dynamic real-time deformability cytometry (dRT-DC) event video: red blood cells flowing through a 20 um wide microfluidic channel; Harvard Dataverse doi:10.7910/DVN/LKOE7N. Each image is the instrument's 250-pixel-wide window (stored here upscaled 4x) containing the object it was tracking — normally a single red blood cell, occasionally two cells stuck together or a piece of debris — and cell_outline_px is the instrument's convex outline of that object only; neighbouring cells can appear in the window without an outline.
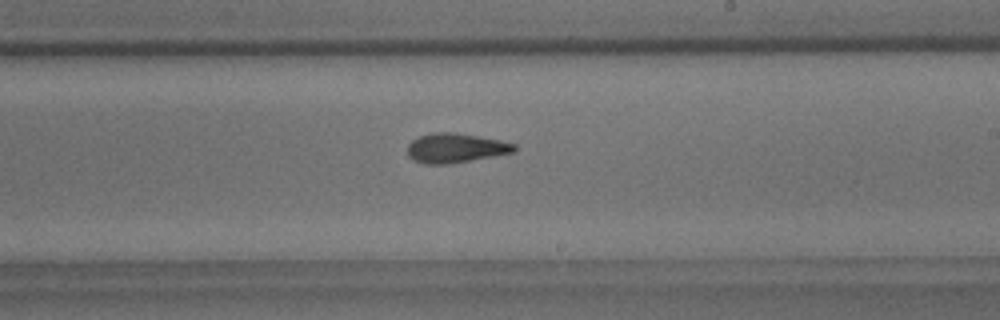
{"species": "common noctule bat (a hibernating species)", "species_latin": "Nyctalus noctula", "temperature_condition": "room temperature", "stored_images_in_passage": 35, "camera_frame_rate_fps": 3000, "um_per_image_px": 0.085, "animal": {"sex": "male", "body_mass_g": 18.8}, "frame": {"image": 1, "passage_image": 20, "time_ms": 6.333, "image_size_px": [1000, 320], "cell_outline_px": [[516, 152], [448, 164], [424, 164], [412, 160], [408, 156], [408, 144], [412, 140], [420, 136], [432, 132], [456, 132], [500, 140], [516, 144]], "centroid_in_image_um": [38.71, 12.58], "position_along_channel_um": 250.3, "area_um2": 18.44}}
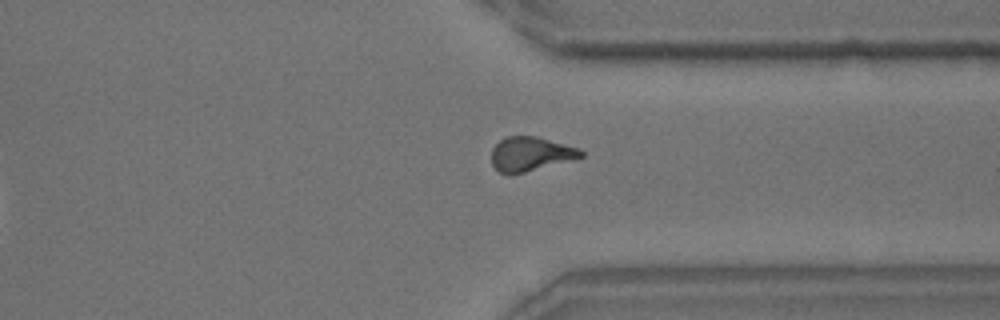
{"frame": {"image": 2, "passage_image": 30, "time_ms": 9.667, "image_size_px": [1000, 320], "cell_outline_px": [[584, 156], [524, 172], [508, 176], [500, 172], [492, 164], [492, 148], [504, 136], [536, 136], [580, 148], [584, 152]], "centroid_in_image_um": [45.07, 13.08], "position_along_channel_um": 366.3, "area_um2": 17.74}, "authors_computed_cell_mechanics": {"area_um2": 18.207, "velocity_mm_per_s": 3.5017, "shape_relaxation_time_tau1_ms": 7.6615, "shape_relaxation_time_tau2_ms": 2.3826, "deformation_change_tau1": 0.2059, "deformation_change_tau2": 0.0984}}